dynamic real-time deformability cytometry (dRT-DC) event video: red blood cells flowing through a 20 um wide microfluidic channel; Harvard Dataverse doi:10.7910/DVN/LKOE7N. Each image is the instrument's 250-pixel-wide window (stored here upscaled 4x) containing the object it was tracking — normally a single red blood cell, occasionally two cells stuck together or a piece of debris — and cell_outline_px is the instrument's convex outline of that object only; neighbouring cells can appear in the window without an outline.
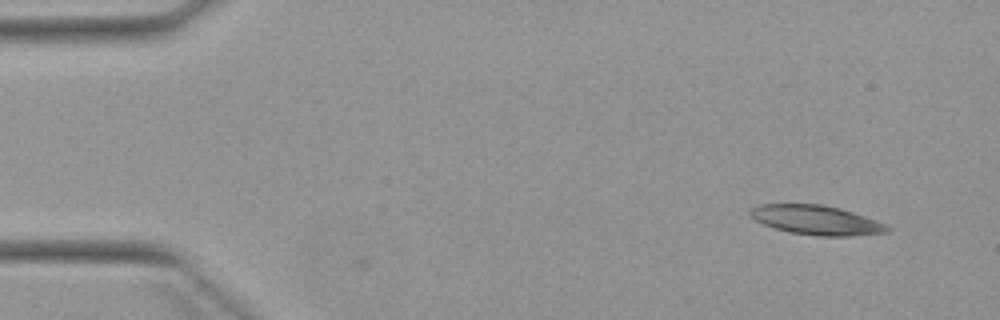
{"species": "Egyptian fruit bat (a non-hibernating species)", "species_latin": "Rousettus aegyptiacus", "temperature_condition": "warm", "stored_images_in_passage": 5, "camera_frame_rate_fps": 3000, "um_per_image_px": 0.085, "animal": {"sex": "female"}, "frame": {"image": 1, "passage_image": 5, "time_ms": 5.667, "image_size_px": [1000, 320], "cell_outline_px": [[892, 228], [888, 232], [848, 236], [820, 236], [788, 232], [764, 224], [756, 220], [748, 212], [752, 208], [760, 204], [820, 204], [840, 208], [876, 220]], "centroid_in_image_um": [69.39, 18.7], "position_along_channel_um": 15.6, "area_um2": 23.24}}